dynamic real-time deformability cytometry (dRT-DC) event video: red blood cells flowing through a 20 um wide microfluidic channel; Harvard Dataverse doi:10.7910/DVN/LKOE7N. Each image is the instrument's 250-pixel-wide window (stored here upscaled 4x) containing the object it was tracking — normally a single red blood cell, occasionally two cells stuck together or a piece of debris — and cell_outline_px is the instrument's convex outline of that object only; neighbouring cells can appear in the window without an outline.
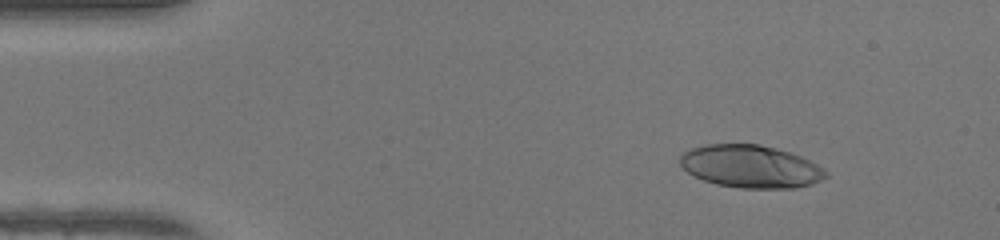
{"species": "human", "species_latin": "Homo sapiens", "temperature_condition": "warm", "stored_images_in_passage": 44, "camera_frame_rate_fps": 3000, "um_per_image_px": 0.085, "donor": {"sex": "female"}, "frame": {"image": 1, "passage_image": 1, "time_ms": 0.0, "image_size_px": [1000, 240], "cell_outline_px": [[828, 176], [812, 184], [796, 188], [740, 188], [716, 184], [692, 176], [680, 164], [680, 156], [684, 152], [692, 148], [704, 144], [760, 144], [776, 148], [800, 156], [824, 168], [828, 172]], "centroid_in_image_um": [63.8, 14.15], "position_along_channel_um": 21.2, "area_um2": 36.3}}
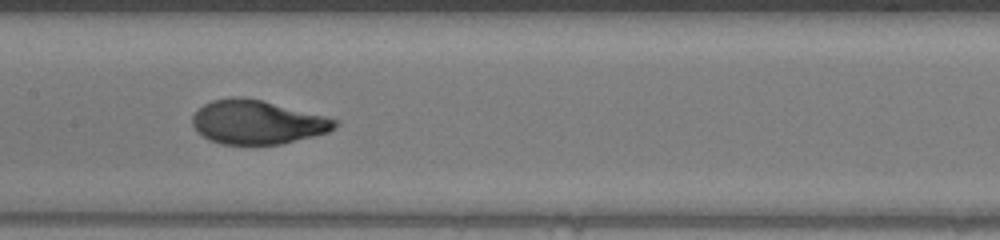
{"frame": {"image": 2, "passage_image": 19, "time_ms": 6.0, "image_size_px": [1000, 240], "cell_outline_px": [[340, 124], [336, 128], [328, 132], [280, 144], [220, 144], [208, 140], [192, 124], [192, 116], [204, 104], [212, 100], [232, 96], [240, 96], [264, 100], [340, 120]], "centroid_in_image_um": [21.89, 10.37], "position_along_channel_um": 185.5, "area_um2": 36.47}}
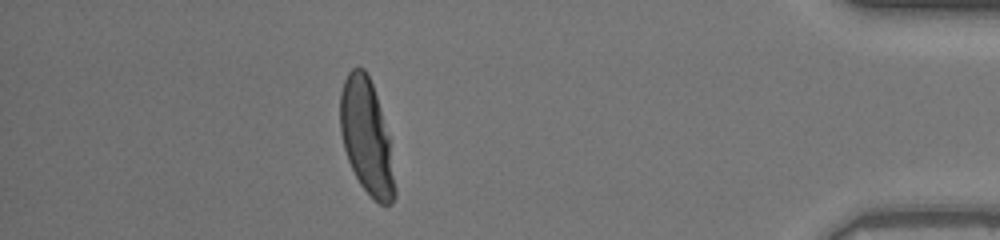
{"frame": {"image": 3, "passage_image": 38, "time_ms": 12.333, "image_size_px": [1000, 240], "cell_outline_px": [[396, 196], [392, 204], [380, 204], [360, 184], [348, 160], [344, 148], [340, 132], [340, 92], [344, 80], [348, 72], [356, 64], [364, 68], [372, 84], [380, 108], [388, 136], [396, 188]], "centroid_in_image_um": [31.14, 11.6], "position_along_channel_um": 404.1, "area_um2": 36.13}, "authors_computed_cell_mechanics": {"area_um2": 36.3273, "velocity_mm_per_s": 4.2335, "shape_relaxation_time_tau1_ms": 3.6832, "shape_relaxation_time_tau2_ms": null, "deformation_change_tau1": 0.2464, "deformation_change_tau2": null}}